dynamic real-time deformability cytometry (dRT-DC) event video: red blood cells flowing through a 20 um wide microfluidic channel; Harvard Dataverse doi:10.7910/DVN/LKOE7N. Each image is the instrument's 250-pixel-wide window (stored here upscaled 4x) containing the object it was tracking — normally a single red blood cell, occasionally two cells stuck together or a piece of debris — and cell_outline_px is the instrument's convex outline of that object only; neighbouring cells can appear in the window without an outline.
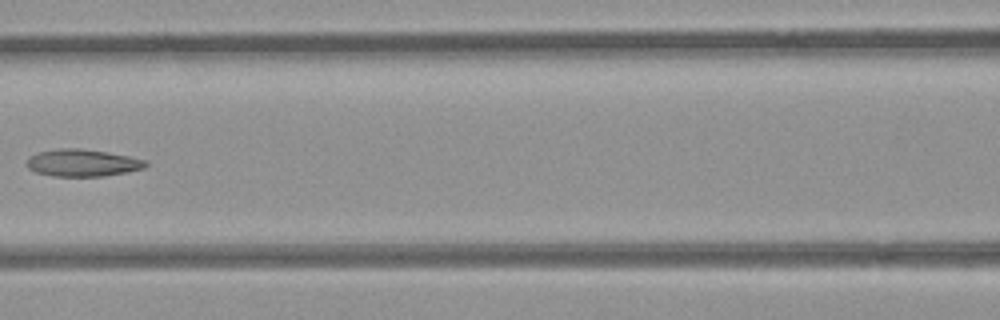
{"species": "common noctule bat (a hibernating species)", "species_latin": "Nyctalus noctula", "temperature_condition": "room temperature", "stored_images_in_passage": 7, "camera_frame_rate_fps": 3000, "um_per_image_px": 0.085, "animal": {"sex": "female", "body_mass_g": 21.9}, "frame": {"image": 1, "passage_image": 6, "time_ms": 6.667, "image_size_px": [1000, 320], "cell_outline_px": [[148, 164], [144, 168], [128, 172], [104, 176], [52, 176], [36, 172], [28, 168], [28, 156], [40, 152], [56, 148], [80, 148], [108, 152], [148, 160]], "centroid_in_image_um": [7.04, 13.84], "position_along_channel_um": 159.6, "area_um2": 18.9}}
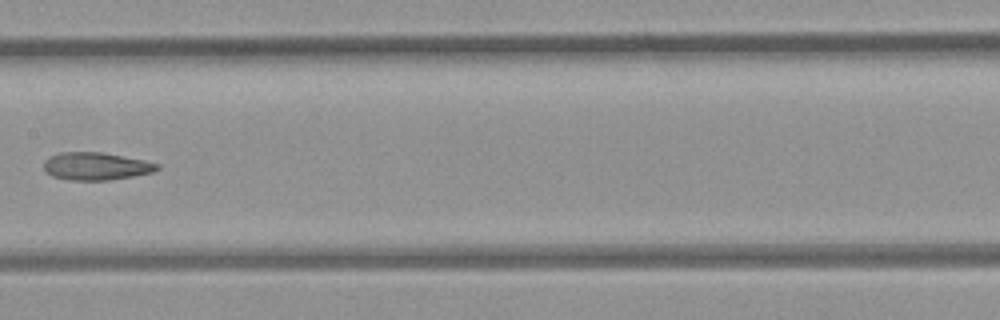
{"frame": {"image": 2, "passage_image": 7, "time_ms": 7.667, "image_size_px": [1000, 320], "cell_outline_px": [[160, 168], [152, 172], [132, 176], [108, 180], [68, 180], [52, 176], [44, 168], [44, 160], [48, 156], [60, 152], [100, 152], [144, 160], [160, 164]], "centroid_in_image_um": [8.14, 14.12], "position_along_channel_um": 199.3, "area_um2": 18.21}}